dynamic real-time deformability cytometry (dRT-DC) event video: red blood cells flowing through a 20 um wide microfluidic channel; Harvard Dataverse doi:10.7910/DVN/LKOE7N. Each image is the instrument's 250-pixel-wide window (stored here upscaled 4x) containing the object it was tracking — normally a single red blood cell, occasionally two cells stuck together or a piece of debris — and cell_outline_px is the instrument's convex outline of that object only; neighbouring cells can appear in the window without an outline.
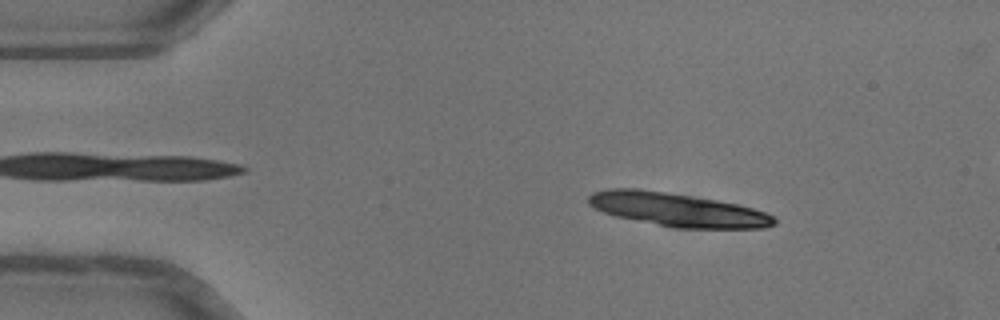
{"species": "common noctule bat (a hibernating species)", "species_latin": "Nyctalus noctula", "temperature_condition": "warm", "stored_images_in_passage": 51, "camera_frame_rate_fps": 3000, "um_per_image_px": 0.085, "animal": {"sex": "female"}, "frame": {"image": 1, "passage_image": 7, "time_ms": 2.0, "image_size_px": [1000, 320], "cell_outline_px": [[776, 224], [764, 228], [676, 228], [616, 216], [604, 212], [588, 204], [588, 196], [592, 192], [608, 188], [636, 188], [664, 192], [716, 200], [736, 204], [752, 208], [764, 212], [772, 216], [776, 220]], "centroid_in_image_um": [57.56, 17.82], "position_along_channel_um": 27.4, "area_um2": 35.84}}
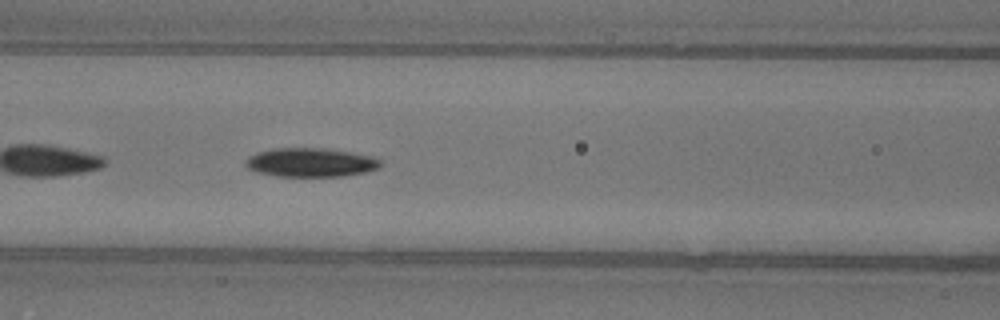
{"frame": {"image": 2, "passage_image": 21, "time_ms": 6.667, "image_size_px": [1000, 320], "cell_outline_px": [[380, 168], [368, 172], [344, 176], [276, 176], [256, 172], [248, 168], [244, 164], [248, 156], [256, 152], [272, 148], [332, 148], [372, 156], [380, 160]], "centroid_in_image_um": [26.41, 13.8], "position_along_channel_um": 140.2, "area_um2": 23.06}}
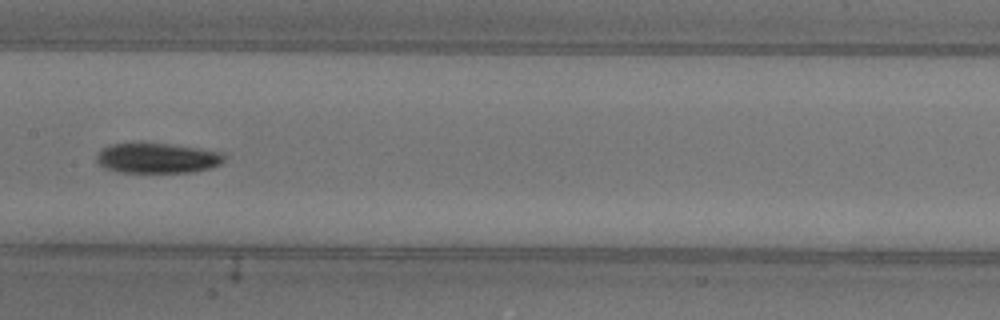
{"frame": {"image": 3, "passage_image": 25, "time_ms": 8.0, "image_size_px": [1000, 320], "cell_outline_px": [[224, 160], [220, 164], [208, 168], [192, 172], [116, 172], [104, 168], [96, 160], [96, 156], [108, 144], [168, 144], [220, 152], [224, 156]], "centroid_in_image_um": [13.33, 13.46], "position_along_channel_um": 194.1, "area_um2": 21.91}, "authors_computed_cell_mechanics": {"area_um2": 22.1952, "velocity_mm_per_s": 4.0434, "shape_relaxation_time_tau1_ms": 3.02, "shape_relaxation_time_tau2_ms": null, "deformation_change_tau1": 0.152, "deformation_change_tau2": null}}